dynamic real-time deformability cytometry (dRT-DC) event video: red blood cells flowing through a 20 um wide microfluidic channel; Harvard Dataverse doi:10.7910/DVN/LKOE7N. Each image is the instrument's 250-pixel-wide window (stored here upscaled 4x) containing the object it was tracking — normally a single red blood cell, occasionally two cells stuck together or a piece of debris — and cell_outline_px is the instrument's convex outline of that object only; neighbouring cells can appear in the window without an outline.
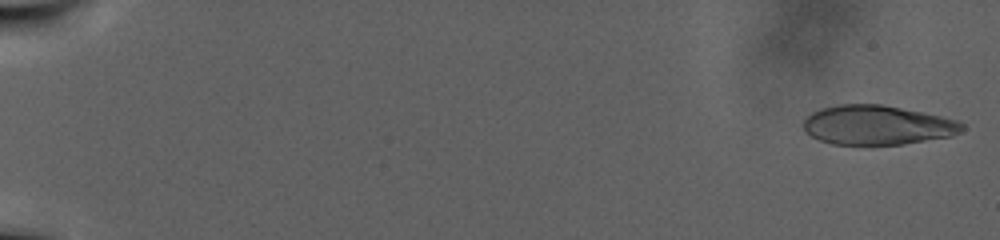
{"species": "human", "species_latin": "Homo sapiens", "temperature_condition": "warm", "stored_images_in_passage": 109, "camera_frame_rate_fps": 3000, "um_per_image_px": 0.085, "donor": {"sex": "male"}, "frame": {"image": 1, "passage_image": 2, "time_ms": 0.333, "image_size_px": [1000, 240], "cell_outline_px": [[964, 128], [960, 132], [952, 136], [904, 144], [872, 148], [832, 144], [820, 140], [804, 132], [804, 120], [812, 112], [820, 108], [840, 104], [880, 104], [940, 116], [956, 120], [964, 124]], "centroid_in_image_um": [74.53, 10.68], "position_along_channel_um": 10.5, "area_um2": 37.22}}
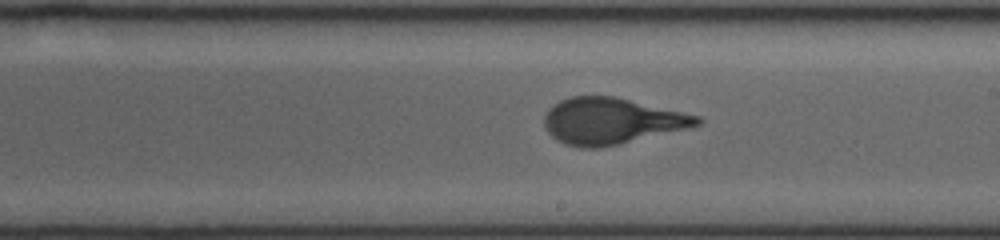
{"frame": {"image": 2, "passage_image": 67, "time_ms": 22.0, "image_size_px": [1000, 240], "cell_outline_px": [[704, 120], [700, 124], [688, 128], [600, 148], [580, 148], [564, 144], [556, 140], [544, 128], [544, 116], [548, 108], [552, 104], [560, 100], [572, 96], [616, 96], [700, 116]], "centroid_in_image_um": [51.94, 10.28], "position_along_channel_um": 237.1, "area_um2": 41.33}}
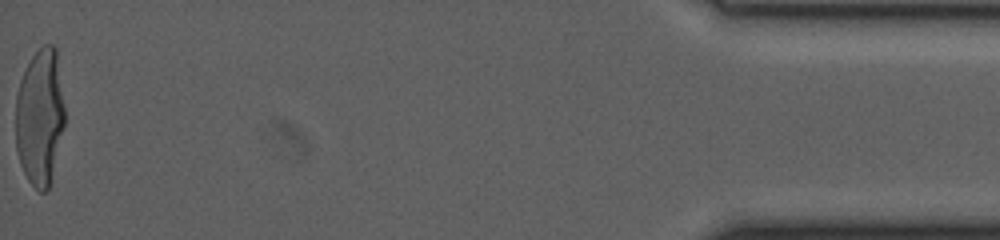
{"frame": {"image": 3, "passage_image": 109, "time_ms": 36.0, "image_size_px": [1000, 240], "cell_outline_px": [[64, 124], [48, 188], [44, 192], [40, 192], [28, 180], [20, 164], [16, 148], [16, 96], [20, 80], [32, 56], [44, 44], [52, 44], [56, 48], [64, 108]], "centroid_in_image_um": [3.37, 9.92], "position_along_channel_um": 431.8, "area_um2": 38.49}}